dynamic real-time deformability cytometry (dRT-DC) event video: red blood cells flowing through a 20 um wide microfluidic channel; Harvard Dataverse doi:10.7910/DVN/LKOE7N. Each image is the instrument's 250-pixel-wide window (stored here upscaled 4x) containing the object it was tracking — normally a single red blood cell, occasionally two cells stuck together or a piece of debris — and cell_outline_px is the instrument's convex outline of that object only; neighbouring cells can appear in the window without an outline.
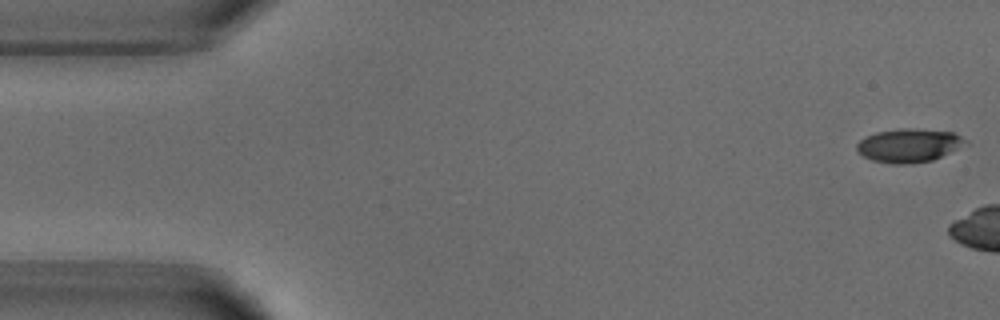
{"species": "common noctule bat (a hibernating species)", "species_latin": "Nyctalus noctula", "temperature_condition": "warm", "stored_images_in_passage": 8, "camera_frame_rate_fps": 3000, "um_per_image_px": 0.085, "animal": {"sex": "male", "body_mass_g": 18.8}, "frame": {"image": 1, "passage_image": 1, "time_ms": 0.0, "image_size_px": [1000, 320], "cell_outline_px": [[968, 144], [932, 160], [904, 164], [892, 164], [872, 160], [864, 156], [856, 148], [856, 144], [864, 136], [876, 132], [900, 128], [912, 128], [952, 132], [968, 140]], "centroid_in_image_um": [77.25, 12.35], "position_along_channel_um": 7.7, "area_um2": 21.21}}